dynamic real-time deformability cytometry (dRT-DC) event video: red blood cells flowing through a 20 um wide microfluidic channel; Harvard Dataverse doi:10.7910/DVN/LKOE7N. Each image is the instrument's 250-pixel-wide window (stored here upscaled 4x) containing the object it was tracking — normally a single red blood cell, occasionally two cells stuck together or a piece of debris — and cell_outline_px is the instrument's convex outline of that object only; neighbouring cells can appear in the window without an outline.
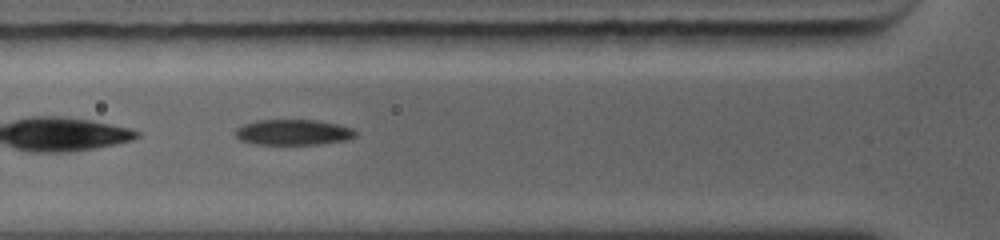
{"species": "common noctule bat (a hibernating species)", "species_latin": "Nyctalus noctula", "temperature_condition": "warm", "stored_images_in_passage": 6, "camera_frame_rate_fps": 5000, "um_per_image_px": 0.085, "animal": {"sex": "female", "body_mass_g": 19.0, "forearm_length_mm": 56.7}, "frame": {"image": 1, "passage_image": 3, "time_ms": 1.0, "image_size_px": [1000, 240], "cell_outline_px": [[356, 136], [344, 140], [320, 144], [256, 144], [240, 140], [236, 136], [236, 128], [244, 124], [256, 120], [316, 120], [336, 124], [352, 128], [356, 132]], "centroid_in_image_um": [24.91, 11.24], "position_along_channel_um": 100.9, "area_um2": 17.74}}
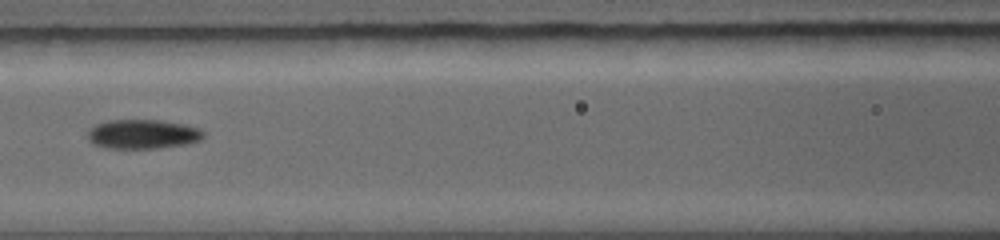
{"frame": {"image": 2, "passage_image": 5, "time_ms": 2.2, "image_size_px": [1000, 240], "cell_outline_px": [[204, 136], [200, 140], [188, 144], [160, 148], [104, 148], [92, 144], [88, 140], [88, 132], [96, 124], [108, 120], [156, 120], [184, 124], [196, 128], [204, 132]], "centroid_in_image_um": [12.11, 11.41], "position_along_channel_um": 154.5, "area_um2": 19.77}}
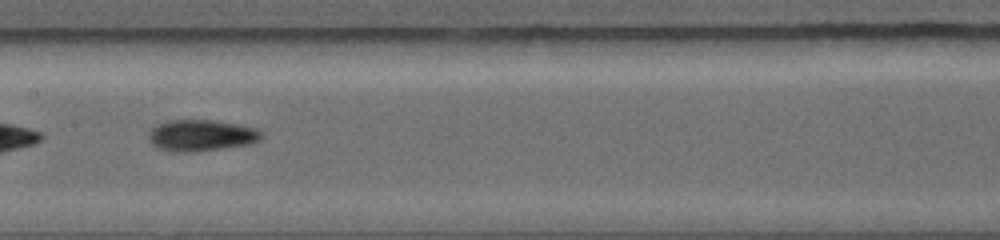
{"frame": {"image": 3, "passage_image": 6, "time_ms": 3.0, "image_size_px": [1000, 240], "cell_outline_px": [[264, 136], [260, 140], [252, 144], [196, 152], [168, 152], [156, 148], [152, 144], [148, 136], [152, 128], [168, 120], [212, 120], [236, 124], [256, 128], [264, 132]], "centroid_in_image_um": [17.14, 11.53], "position_along_channel_um": 190.3, "area_um2": 20.92}}